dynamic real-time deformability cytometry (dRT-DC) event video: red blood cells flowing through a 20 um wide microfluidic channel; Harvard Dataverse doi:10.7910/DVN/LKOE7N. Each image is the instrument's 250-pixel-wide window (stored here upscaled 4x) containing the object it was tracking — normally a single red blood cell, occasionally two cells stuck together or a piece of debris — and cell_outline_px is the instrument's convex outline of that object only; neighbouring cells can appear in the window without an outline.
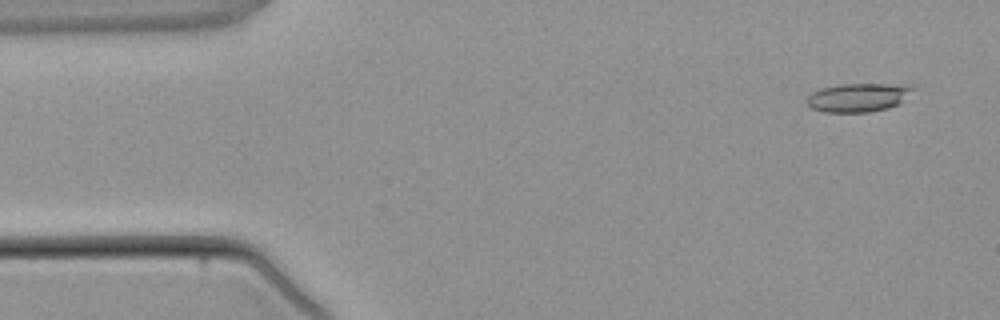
{"species": "common noctule bat (a hibernating species)", "species_latin": "Nyctalus noctula", "temperature_condition": "warm", "stored_images_in_passage": 3, "camera_frame_rate_fps": 3000, "um_per_image_px": 0.085, "animal": {"sex": "male", "body_mass_g": 21.5, "forearm_length_mm": 52.0}, "frame": {"image": 1, "passage_image": 1, "time_ms": 0.0, "image_size_px": [1000, 320], "cell_outline_px": [[916, 88], [900, 104], [888, 108], [868, 112], [824, 112], [812, 108], [804, 100], [812, 92], [820, 88], [840, 84], [908, 84]], "centroid_in_image_um": [72.97, 8.28], "position_along_channel_um": 12.0, "area_um2": 17.92}}
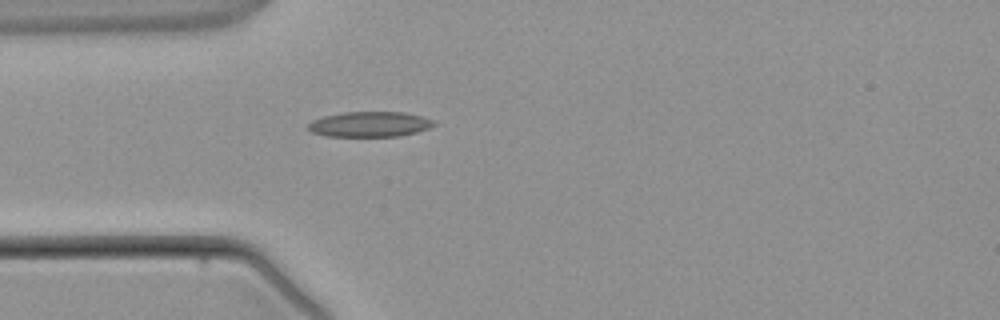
{"frame": {"image": 2, "passage_image": 3, "time_ms": 3.0, "image_size_px": [1000, 320], "cell_outline_px": [[436, 124], [428, 128], [416, 132], [400, 136], [324, 136], [312, 132], [308, 128], [308, 124], [312, 120], [324, 116], [344, 112], [404, 112], [424, 116], [436, 120]], "centroid_in_image_um": [31.46, 10.55], "position_along_channel_um": 53.5, "area_um2": 18.61}}